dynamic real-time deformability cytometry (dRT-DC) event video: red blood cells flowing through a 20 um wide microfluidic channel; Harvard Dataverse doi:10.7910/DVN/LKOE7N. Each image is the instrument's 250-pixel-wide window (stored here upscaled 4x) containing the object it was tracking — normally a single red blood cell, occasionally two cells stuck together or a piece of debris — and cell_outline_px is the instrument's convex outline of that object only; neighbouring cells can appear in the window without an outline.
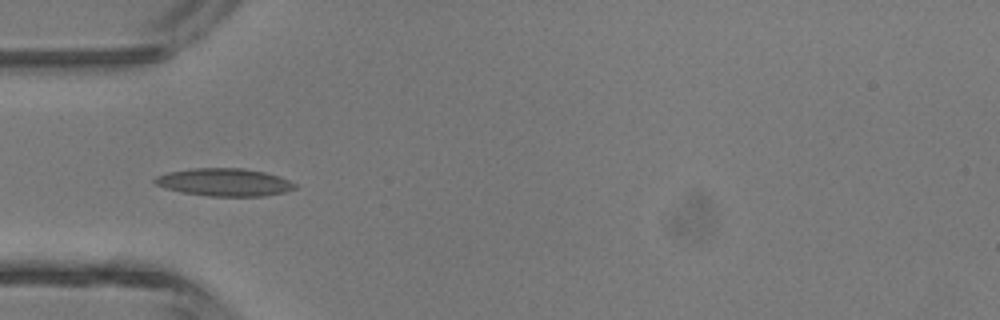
{"species": "common noctule bat (a hibernating species)", "species_latin": "Nyctalus noctula", "temperature_condition": "room temperature", "stored_images_in_passage": 6, "camera_frame_rate_fps": 3000, "um_per_image_px": 0.085, "animal": {"sex": "male", "body_mass_g": 13.3}, "frame": {"image": 1, "passage_image": 5, "time_ms": 4.667, "image_size_px": [1000, 320], "cell_outline_px": [[296, 188], [284, 192], [264, 196], [208, 196], [180, 192], [156, 184], [152, 180], [156, 176], [168, 172], [192, 168], [244, 168], [264, 172], [280, 176], [296, 184]], "centroid_in_image_um": [19.07, 15.48], "position_along_channel_um": 65.9, "area_um2": 22.6}}
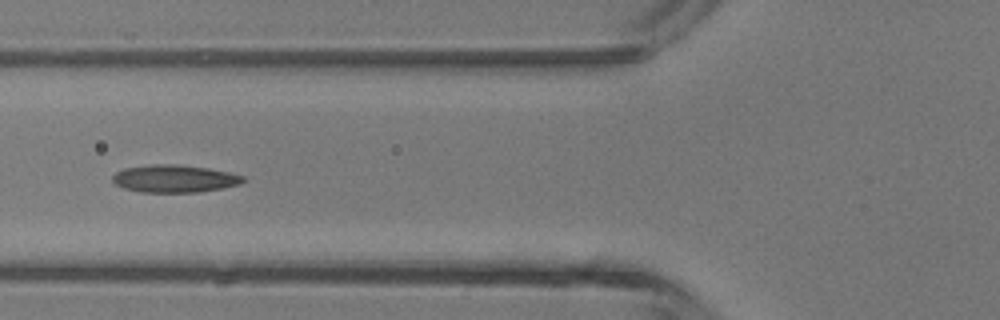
{"frame": {"image": 2, "passage_image": 6, "time_ms": 5.667, "image_size_px": [1000, 320], "cell_outline_px": [[248, 180], [240, 184], [224, 188], [200, 192], [140, 192], [124, 188], [116, 184], [112, 180], [112, 176], [116, 172], [124, 168], [152, 164], [172, 164], [208, 168], [228, 172], [244, 176]], "centroid_in_image_um": [14.86, 15.19], "position_along_channel_um": 110.9, "area_um2": 21.04}}